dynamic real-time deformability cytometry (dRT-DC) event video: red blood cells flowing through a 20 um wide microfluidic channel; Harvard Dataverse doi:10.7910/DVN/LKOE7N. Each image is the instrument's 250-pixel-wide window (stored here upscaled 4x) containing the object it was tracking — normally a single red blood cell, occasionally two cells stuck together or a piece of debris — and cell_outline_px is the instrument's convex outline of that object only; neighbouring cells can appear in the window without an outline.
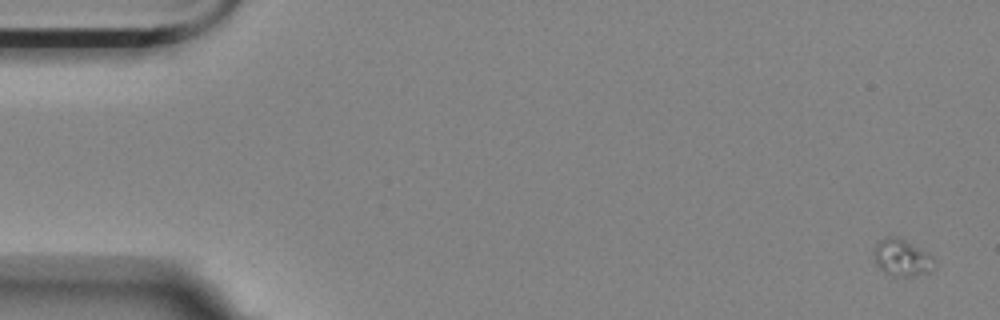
{"species": "Egyptian fruit bat (a non-hibernating species)", "species_latin": "Rousettus aegyptiacus", "temperature_condition": "room temperature", "stored_images_in_passage": 6, "camera_frame_rate_fps": 3000, "um_per_image_px": 0.085, "animal": {"sex": "female"}, "frame": {"image": 1, "passage_image": 1, "time_ms": 0.0, "image_size_px": [1000, 320], "cell_outline_px": [[936, 268], [928, 272], [912, 276], [892, 276], [884, 272], [876, 264], [872, 252], [876, 244], [880, 240], [888, 236], [896, 236], [928, 252], [936, 260]], "centroid_in_image_um": [76.68, 21.91], "position_along_channel_um": 8.3, "area_um2": 13.18}}